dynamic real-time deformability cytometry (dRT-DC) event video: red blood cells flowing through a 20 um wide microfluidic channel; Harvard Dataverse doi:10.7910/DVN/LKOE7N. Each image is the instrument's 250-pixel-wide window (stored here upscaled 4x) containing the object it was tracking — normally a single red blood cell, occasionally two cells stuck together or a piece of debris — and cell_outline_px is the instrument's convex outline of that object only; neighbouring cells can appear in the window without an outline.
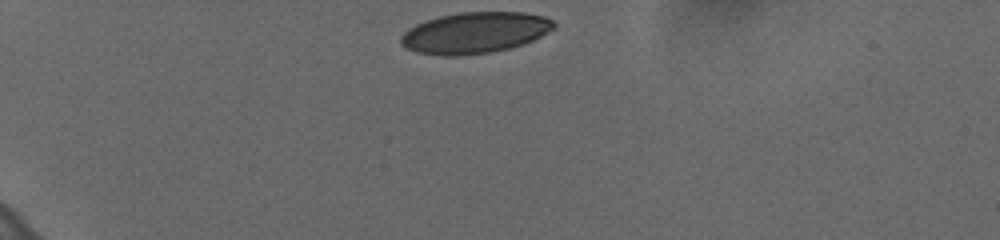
{"species": "human", "species_latin": "Homo sapiens", "temperature_condition": "cold", "stored_images_in_passage": 36, "camera_frame_rate_fps": 3000, "um_per_image_px": 0.085, "donor": {"sex": "female"}, "frame": {"image": 1, "passage_image": 1, "time_ms": 0.0, "image_size_px": [1000, 240], "cell_outline_px": [[556, 24], [552, 28], [540, 36], [524, 44], [492, 52], [460, 56], [440, 56], [416, 52], [400, 44], [400, 36], [408, 28], [424, 20], [440, 16], [460, 12], [524, 12], [544, 16], [552, 20]], "centroid_in_image_um": [40.32, 2.78], "position_along_channel_um": 44.7, "area_um2": 36.76}}
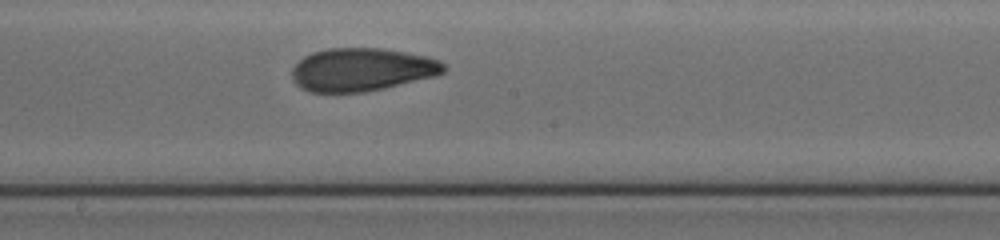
{"frame": {"image": 2, "passage_image": 20, "time_ms": 6.333, "image_size_px": [1000, 240], "cell_outline_px": [[448, 68], [444, 72], [436, 76], [384, 88], [364, 92], [312, 92], [300, 88], [292, 80], [292, 68], [304, 56], [312, 52], [328, 48], [380, 48], [404, 52], [424, 56], [440, 60], [448, 64]], "centroid_in_image_um": [30.77, 5.92], "position_along_channel_um": 217.4, "area_um2": 38.26}}
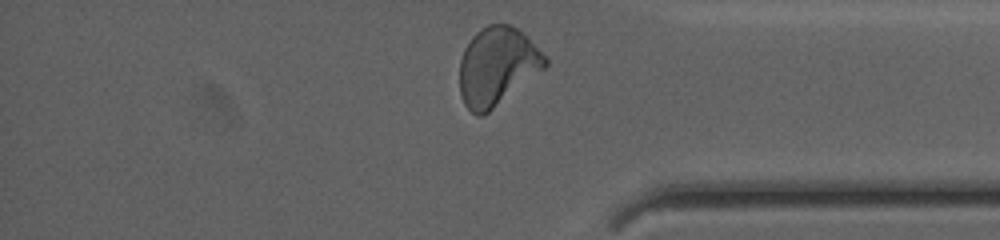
{"frame": {"image": 3, "passage_image": 35, "time_ms": 11.333, "image_size_px": [1000, 240], "cell_outline_px": [[548, 64], [544, 68], [484, 116], [476, 116], [464, 104], [460, 96], [460, 60], [464, 48], [472, 36], [476, 32], [488, 24], [508, 24], [516, 28], [528, 36], [548, 60]], "centroid_in_image_um": [42.23, 5.64], "position_along_channel_um": 393.0, "area_um2": 38.84}, "authors_computed_cell_mechanics": {"area_um2": 37.9746, "velocity_mm_per_s": 3.6324, "shape_relaxation_time_tau1_ms": 9.6764, "shape_relaxation_time_tau2_ms": 1.66, "deformation_change_tau1": 0.2058, "deformation_change_tau2": 0.0721}}